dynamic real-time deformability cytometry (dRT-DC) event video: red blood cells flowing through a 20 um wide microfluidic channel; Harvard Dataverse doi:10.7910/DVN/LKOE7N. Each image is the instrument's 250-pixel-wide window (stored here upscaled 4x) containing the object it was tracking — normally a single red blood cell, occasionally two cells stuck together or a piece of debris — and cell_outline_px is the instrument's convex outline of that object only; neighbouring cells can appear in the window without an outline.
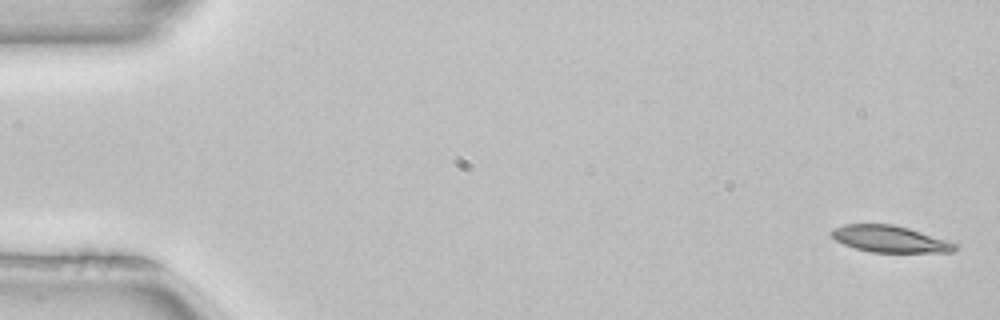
{"species": "common noctule bat (a hibernating species)", "species_latin": "Nyctalus noctula", "temperature_condition": "room temperature", "stored_images_in_passage": 52, "camera_frame_rate_fps": 3000, "um_per_image_px": 0.085, "animal": {"sex": "female", "body_mass_g": 22.7, "forearm_length_mm": 54.2}, "frame": {"image": 1, "passage_image": 2, "time_ms": 0.333, "image_size_px": [1000, 320], "cell_outline_px": [[960, 248], [952, 252], [872, 252], [856, 248], [844, 244], [836, 240], [832, 236], [832, 228], [844, 224], [892, 224], [908, 228], [960, 244]], "centroid_in_image_um": [75.69, 20.32], "position_along_channel_um": 9.3, "area_um2": 19.13}}
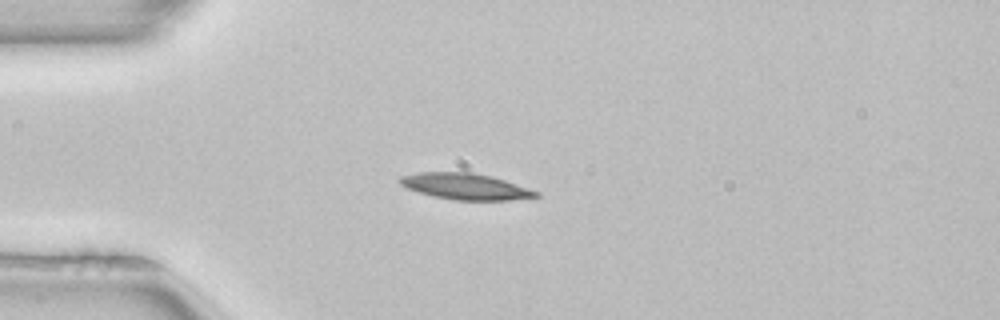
{"frame": {"image": 2, "passage_image": 14, "time_ms": 4.333, "image_size_px": [1000, 320], "cell_outline_px": [[540, 196], [508, 200], [452, 200], [432, 196], [408, 188], [400, 184], [396, 180], [400, 176], [420, 172], [472, 172], [492, 176], [540, 192]], "centroid_in_image_um": [39.54, 15.84], "position_along_channel_um": 45.5, "area_um2": 20.75}}
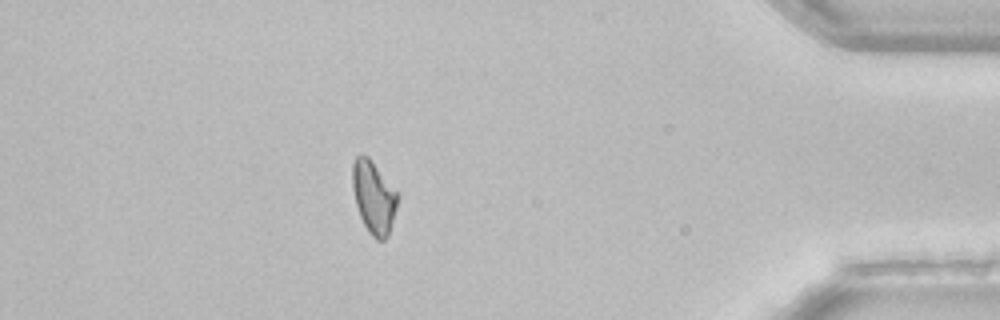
{"frame": {"image": 3, "passage_image": 46, "time_ms": 15.0, "image_size_px": [1000, 320], "cell_outline_px": [[396, 208], [388, 236], [384, 240], [376, 240], [368, 232], [360, 216], [356, 204], [352, 188], [352, 164], [356, 156], [368, 156], [396, 192]], "centroid_in_image_um": [31.73, 16.79], "position_along_channel_um": 403.5, "area_um2": 18.55}}